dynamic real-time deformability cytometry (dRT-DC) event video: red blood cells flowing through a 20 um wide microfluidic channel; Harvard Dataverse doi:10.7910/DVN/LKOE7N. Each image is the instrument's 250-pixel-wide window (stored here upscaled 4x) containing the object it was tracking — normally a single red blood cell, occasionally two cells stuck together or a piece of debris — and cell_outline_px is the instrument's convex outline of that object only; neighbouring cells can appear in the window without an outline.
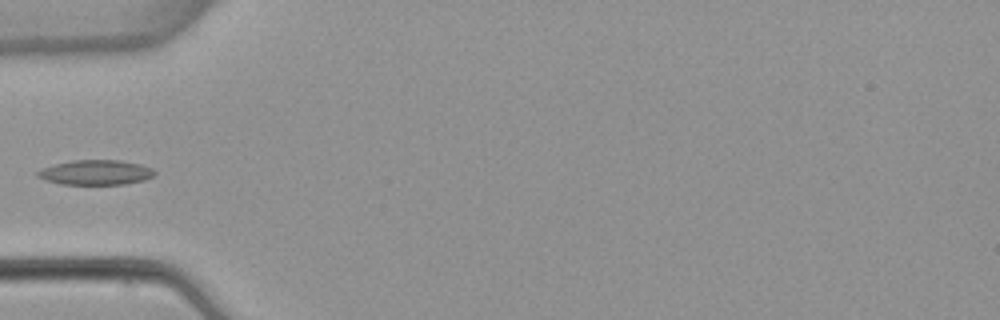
{"species": "common noctule bat (a hibernating species)", "species_latin": "Nyctalus noctula", "temperature_condition": "warm", "stored_images_in_passage": 5, "segment_of_instrument_passage": [2, 2], "camera_frame_rate_fps": 3000, "um_per_image_px": 0.085, "animal": {"sex": "female", "body_mass_g": 22.7, "forearm_length_mm": 54.2}, "frame": {"image": 1, "passage_image": 5, "time_ms": 5.0, "image_size_px": [1000, 320], "cell_outline_px": [[156, 176], [144, 180], [124, 184], [60, 184], [44, 180], [36, 176], [36, 172], [40, 168], [72, 160], [120, 160], [140, 164], [152, 168], [156, 172]], "centroid_in_image_um": [8.13, 14.66], "position_along_channel_um": 76.9, "area_um2": 17.11}}